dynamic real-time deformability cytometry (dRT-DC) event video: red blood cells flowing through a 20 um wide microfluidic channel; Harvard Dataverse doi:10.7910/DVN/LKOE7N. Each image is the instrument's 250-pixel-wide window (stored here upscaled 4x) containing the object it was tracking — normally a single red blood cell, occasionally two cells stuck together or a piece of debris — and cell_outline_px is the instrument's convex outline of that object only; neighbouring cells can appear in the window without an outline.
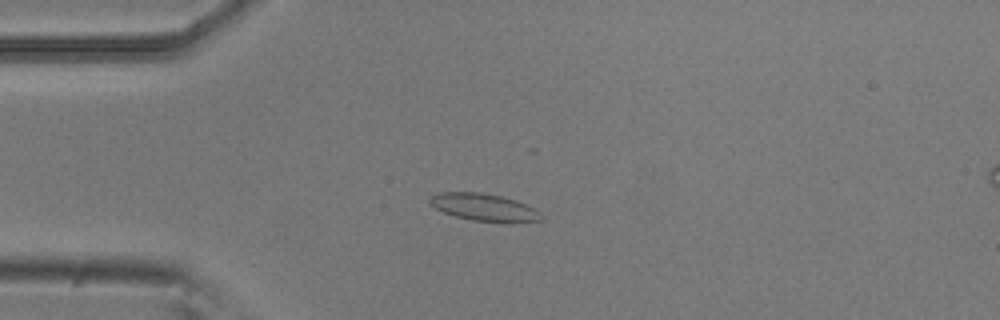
{"species": "common noctule bat (a hibernating species)", "species_latin": "Nyctalus noctula", "temperature_condition": "room temperature", "stored_images_in_passage": 54, "camera_frame_rate_fps": 3000, "um_per_image_px": 0.085, "animal": {"sex": "male", "body_mass_g": 20.5, "forearm_length_mm": 52.5}, "frame": {"image": 1, "passage_image": 14, "time_ms": 4.333, "image_size_px": [1000, 320], "cell_outline_px": [[544, 216], [540, 220], [512, 224], [504, 224], [472, 220], [456, 216], [444, 212], [436, 208], [428, 200], [432, 196], [440, 192], [480, 192], [500, 196], [516, 200], [536, 208]], "centroid_in_image_um": [41.24, 17.65], "position_along_channel_um": 43.8, "area_um2": 18.09}}
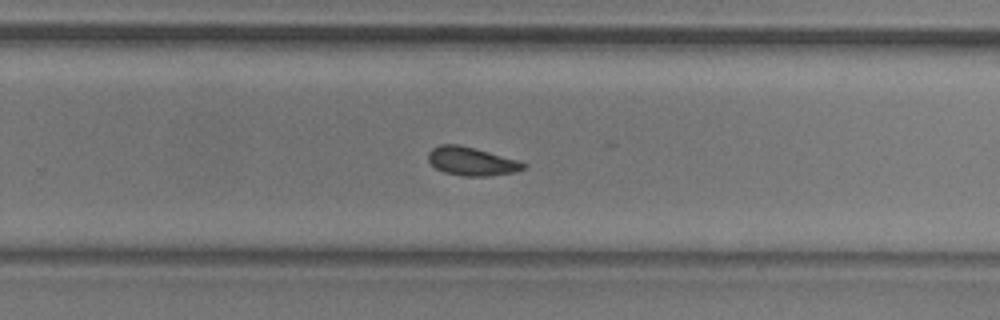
{"frame": {"image": 2, "passage_image": 35, "time_ms": 11.333, "image_size_px": [1000, 320], "cell_outline_px": [[528, 164], [524, 168], [516, 172], [488, 176], [464, 176], [444, 172], [436, 168], [428, 160], [428, 152], [432, 148], [440, 144], [460, 144], [516, 160]], "centroid_in_image_um": [40.06, 13.71], "position_along_channel_um": 289.7, "area_um2": 15.66}}
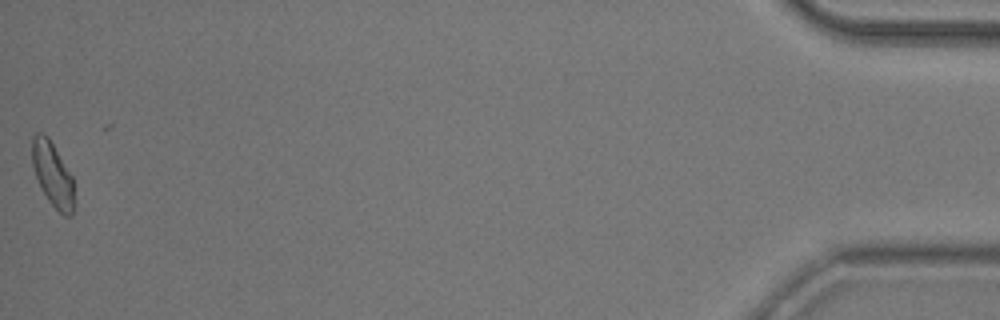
{"frame": {"image": 3, "passage_image": 54, "time_ms": 17.667, "image_size_px": [1000, 320], "cell_outline_px": [[72, 216], [64, 216], [48, 200], [36, 176], [32, 164], [32, 136], [36, 132], [44, 132], [48, 136], [72, 176]], "centroid_in_image_um": [4.44, 14.75], "position_along_channel_um": 430.8, "area_um2": 15.32}, "authors_computed_cell_mechanics": {"area_um2": 15.8083, "velocity_mm_per_s": 3.7723, "shape_relaxation_time_tau1_ms": 3.2237, "shape_relaxation_time_tau2_ms": 2.3785, "deformation_change_tau1": 0.0832, "deformation_change_tau2": 0.0858}}